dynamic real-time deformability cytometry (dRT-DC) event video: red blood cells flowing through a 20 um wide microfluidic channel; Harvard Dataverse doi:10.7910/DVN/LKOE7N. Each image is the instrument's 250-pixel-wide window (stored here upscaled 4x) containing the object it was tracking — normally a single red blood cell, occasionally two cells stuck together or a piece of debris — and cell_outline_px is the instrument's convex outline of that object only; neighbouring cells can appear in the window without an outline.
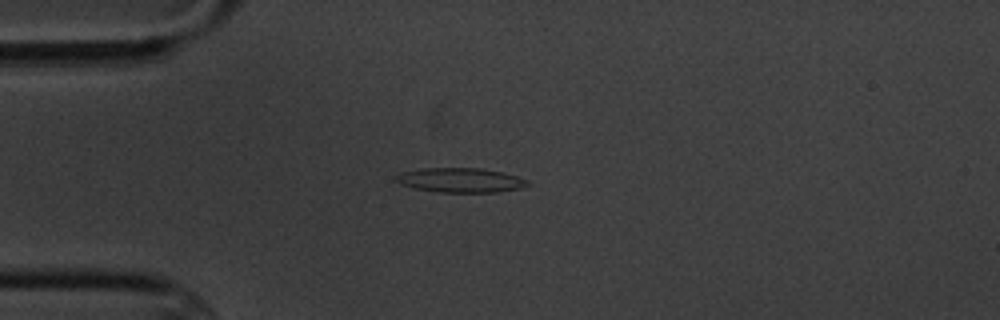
{"species": "common noctule bat (a hibernating species)", "species_latin": "Nyctalus noctula", "temperature_condition": "cold", "stored_images_in_passage": 12, "camera_frame_rate_fps": 3000, "um_per_image_px": 0.085, "animal": {"sex": "male", "body_mass_g": 20.1, "forearm_length_mm": 53.5}, "frame": {"image": 1, "passage_image": 1, "time_ms": 0.0, "image_size_px": [1000, 320], "cell_outline_px": [[528, 184], [520, 188], [496, 192], [440, 192], [416, 188], [400, 184], [396, 180], [396, 176], [400, 172], [424, 168], [480, 168], [504, 172], [528, 180]], "centroid_in_image_um": [39.14, 15.3], "position_along_channel_um": 45.9, "area_um2": 18.61}}
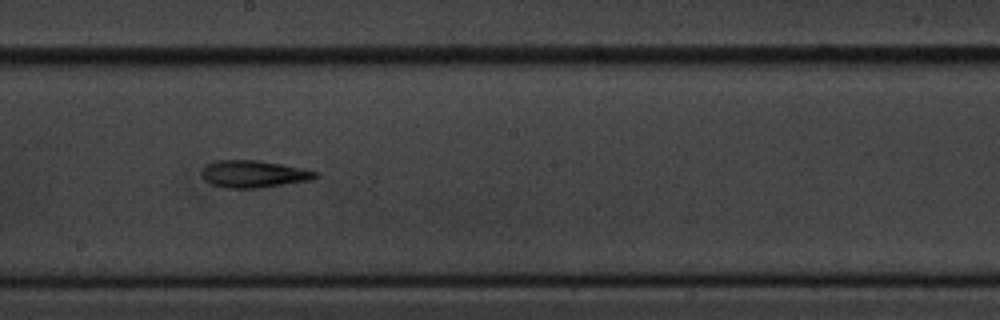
{"frame": {"image": 2, "passage_image": 6, "time_ms": 5.667, "image_size_px": [1000, 320], "cell_outline_px": [[320, 176], [312, 180], [260, 188], [228, 188], [208, 184], [204, 180], [204, 168], [208, 164], [216, 160], [256, 160], [284, 164], [320, 172]], "centroid_in_image_um": [21.63, 14.79], "position_along_channel_um": 226.6, "area_um2": 18.15}}
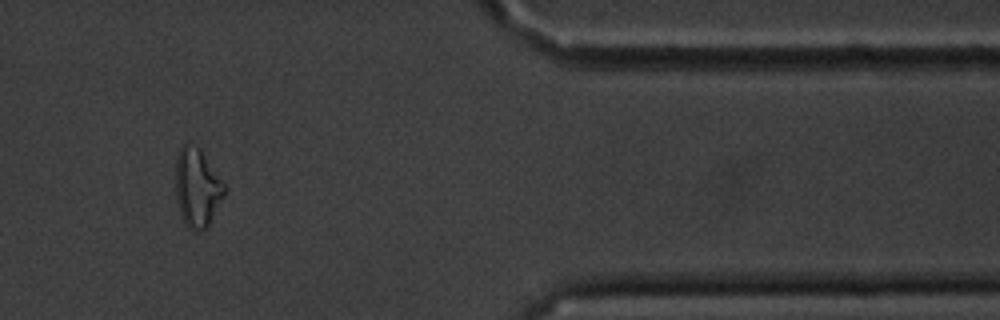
{"frame": {"image": 3, "passage_image": 10, "time_ms": 11.333, "image_size_px": [1000, 320], "cell_outline_px": [[224, 196], [208, 224], [200, 232], [192, 232], [188, 228], [180, 212], [176, 200], [176, 156], [180, 148], [184, 144], [188, 144], [200, 148], [224, 184]], "centroid_in_image_um": [16.73, 15.96], "position_along_channel_um": 394.7, "area_um2": 21.96}, "authors_computed_cell_mechanics": {"area_um2": 18.1781, "velocity_mm_per_s": 3.4637, "shape_relaxation_time_tau1_ms": 10.675, "shape_relaxation_time_tau2_ms": 5.254, "deformation_change_tau1": 0.2196, "deformation_change_tau2": 0.1604}}